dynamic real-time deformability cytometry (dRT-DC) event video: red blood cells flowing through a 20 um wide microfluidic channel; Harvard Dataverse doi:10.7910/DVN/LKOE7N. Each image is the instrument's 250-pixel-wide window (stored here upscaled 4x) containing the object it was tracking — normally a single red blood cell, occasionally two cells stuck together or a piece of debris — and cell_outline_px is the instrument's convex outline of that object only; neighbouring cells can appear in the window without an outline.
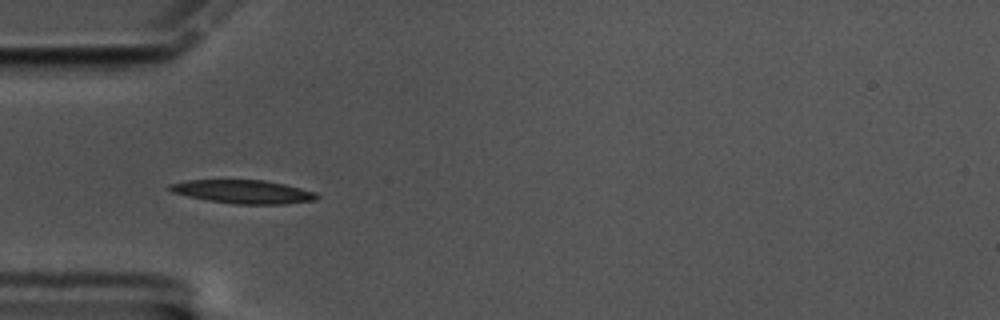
{"species": "common noctule bat (a hibernating species)", "species_latin": "Nyctalus noctula", "temperature_condition": "cold", "stored_images_in_passage": 26, "camera_frame_rate_fps": 3000, "um_per_image_px": 0.085, "animal": {"sex": "male", "body_mass_g": 17.5, "forearm_length_mm": 52.3}, "frame": {"image": 1, "passage_image": 5, "time_ms": 1.333, "image_size_px": [1000, 320], "cell_outline_px": [[320, 196], [316, 200], [284, 204], [236, 204], [208, 200], [188, 196], [172, 192], [168, 188], [168, 184], [188, 180], [264, 180], [284, 184], [316, 192]], "centroid_in_image_um": [20.68, 16.29], "position_along_channel_um": 64.3, "area_um2": 20.06}}